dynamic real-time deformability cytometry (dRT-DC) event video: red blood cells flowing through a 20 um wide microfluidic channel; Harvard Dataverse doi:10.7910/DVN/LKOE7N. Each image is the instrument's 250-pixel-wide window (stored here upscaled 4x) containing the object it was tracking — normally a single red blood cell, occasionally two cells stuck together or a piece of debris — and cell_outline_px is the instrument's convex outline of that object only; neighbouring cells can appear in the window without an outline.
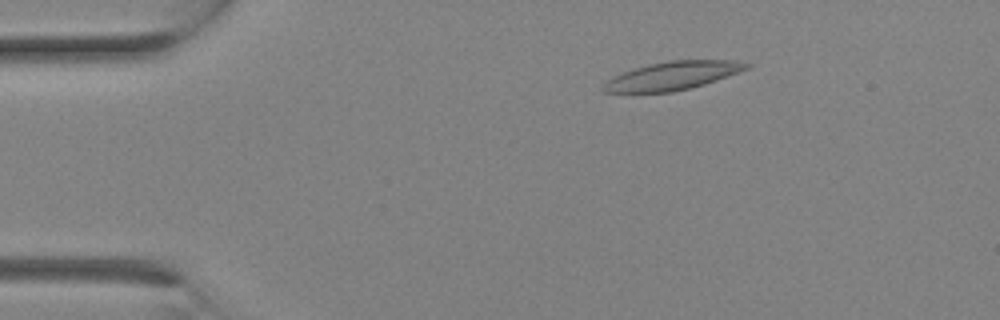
{"species": "Egyptian fruit bat (a non-hibernating species)", "species_latin": "Rousettus aegyptiacus", "temperature_condition": "room temperature", "stored_images_in_passage": 10, "camera_frame_rate_fps": 3000, "um_per_image_px": 0.085, "animal": {"sex": "female"}, "frame": {"image": 1, "passage_image": 5, "time_ms": 1.333, "image_size_px": [1000, 320], "cell_outline_px": [[752, 64], [748, 68], [728, 76], [704, 84], [672, 92], [604, 92], [600, 88], [612, 76], [648, 64], [668, 60], [732, 60]], "centroid_in_image_um": [57.15, 6.43], "position_along_channel_um": 27.8, "area_um2": 23.35}}
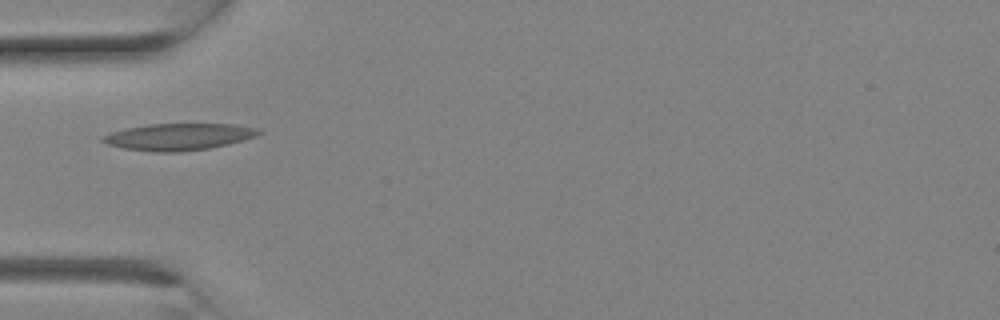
{"frame": {"image": 2, "passage_image": 9, "time_ms": 2.667, "image_size_px": [1000, 320], "cell_outline_px": [[260, 132], [256, 136], [228, 144], [208, 148], [180, 152], [156, 152], [124, 148], [108, 144], [100, 140], [100, 136], [124, 128], [148, 124], [232, 124], [256, 128]], "centroid_in_image_um": [15.13, 11.62], "position_along_channel_um": 69.9, "area_um2": 24.16}}